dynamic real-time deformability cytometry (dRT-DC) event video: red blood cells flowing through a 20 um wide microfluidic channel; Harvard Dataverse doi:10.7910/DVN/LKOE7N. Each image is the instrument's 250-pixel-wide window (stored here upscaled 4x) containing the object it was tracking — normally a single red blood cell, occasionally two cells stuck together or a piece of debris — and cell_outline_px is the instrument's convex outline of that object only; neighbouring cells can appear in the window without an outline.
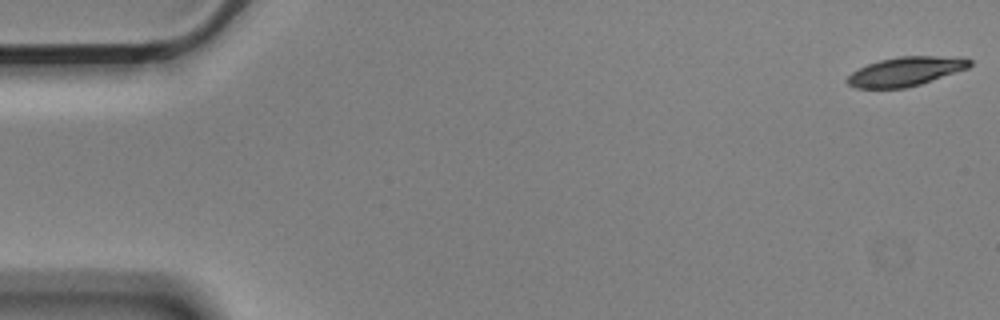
{"species": "Egyptian fruit bat (a non-hibernating species)", "species_latin": "Rousettus aegyptiacus", "temperature_condition": "cold", "stored_images_in_passage": 57, "camera_frame_rate_fps": 3000, "um_per_image_px": 0.085, "animal": {"sex": "male"}, "frame": {"image": 1, "passage_image": 1, "time_ms": 0.0, "image_size_px": [1000, 320], "cell_outline_px": [[972, 64], [968, 68], [920, 84], [904, 88], [856, 88], [848, 84], [844, 80], [852, 72], [868, 64], [880, 60], [900, 56], [960, 56], [972, 60]], "centroid_in_image_um": [77.0, 6.06], "position_along_channel_um": 8.0, "area_um2": 20.75}}
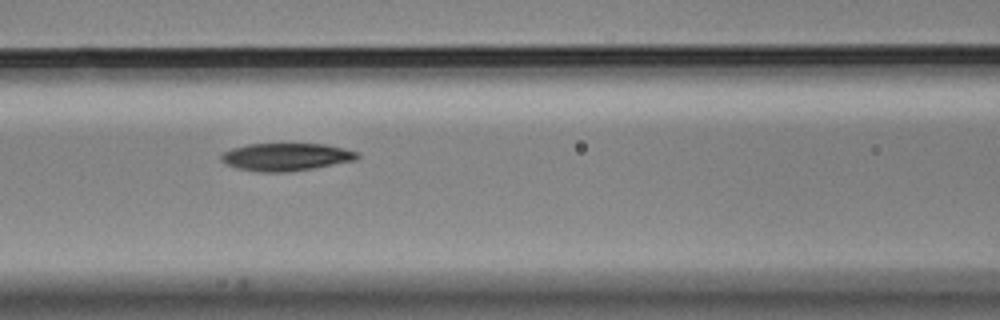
{"frame": {"image": 2, "passage_image": 24, "time_ms": 7.667, "image_size_px": [1000, 320], "cell_outline_px": [[360, 156], [356, 160], [312, 168], [288, 172], [256, 172], [236, 168], [220, 160], [220, 156], [224, 152], [232, 148], [248, 144], [324, 144], [344, 148], [360, 152]], "centroid_in_image_um": [24.32, 13.34], "position_along_channel_um": 142.3, "area_um2": 21.96}}
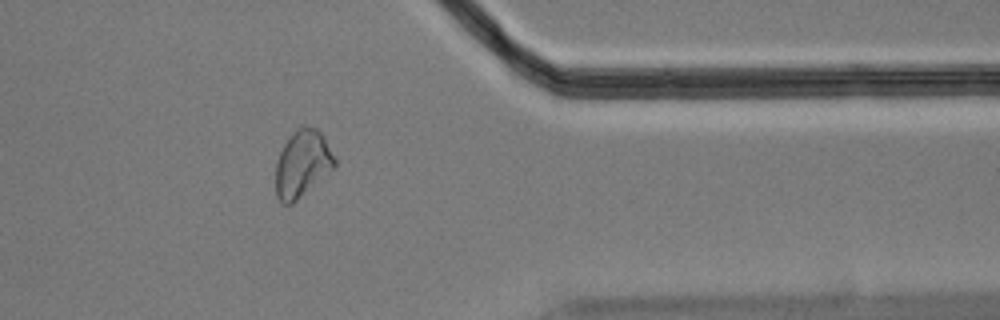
{"frame": {"image": 3, "passage_image": 46, "time_ms": 15.0, "image_size_px": [1000, 320], "cell_outline_px": [[336, 164], [332, 168], [292, 204], [284, 204], [276, 196], [276, 164], [280, 152], [284, 144], [292, 132], [296, 128], [316, 128], [324, 136], [336, 160]], "centroid_in_image_um": [25.68, 13.91], "position_along_channel_um": 385.7, "area_um2": 22.37}, "authors_computed_cell_mechanics": {"area_um2": 21.964, "velocity_mm_per_s": 3.5216, "shape_relaxation_time_tau1_ms": 9.2565, "shape_relaxation_time_tau2_ms": 6.0965, "deformation_change_tau1": 0.1805, "deformation_change_tau2": 0.1194}}